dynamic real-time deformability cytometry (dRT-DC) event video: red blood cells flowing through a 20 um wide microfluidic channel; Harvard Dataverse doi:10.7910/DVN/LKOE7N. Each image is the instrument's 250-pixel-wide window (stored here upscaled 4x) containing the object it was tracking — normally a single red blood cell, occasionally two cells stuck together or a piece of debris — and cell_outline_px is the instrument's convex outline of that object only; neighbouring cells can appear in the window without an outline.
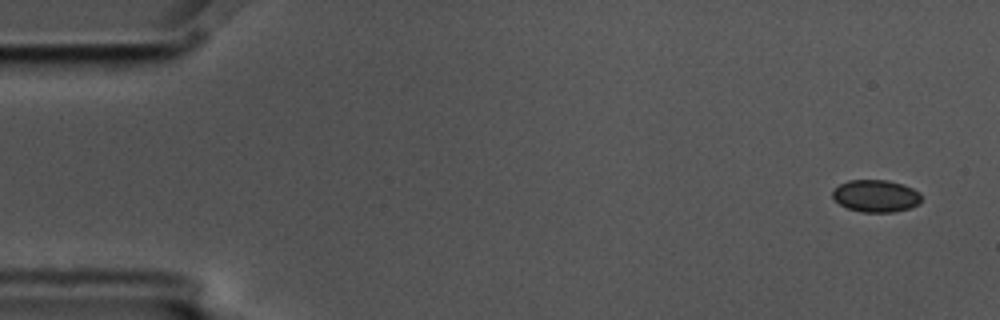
{"species": "common noctule bat (a hibernating species)", "species_latin": "Nyctalus noctula", "temperature_condition": "cold", "stored_images_in_passage": 6, "camera_frame_rate_fps": 3000, "um_per_image_px": 0.085, "animal": {"sex": "male", "body_mass_g": 17.5, "forearm_length_mm": 52.3}, "frame": {"image": 1, "passage_image": 1, "time_ms": 0.0, "image_size_px": [1000, 320], "cell_outline_px": [[920, 204], [912, 208], [892, 212], [860, 212], [848, 208], [840, 204], [832, 196], [832, 192], [840, 184], [848, 180], [888, 180], [904, 184], [920, 192]], "centroid_in_image_um": [74.48, 16.65], "position_along_channel_um": 10.5, "area_um2": 16.76}}
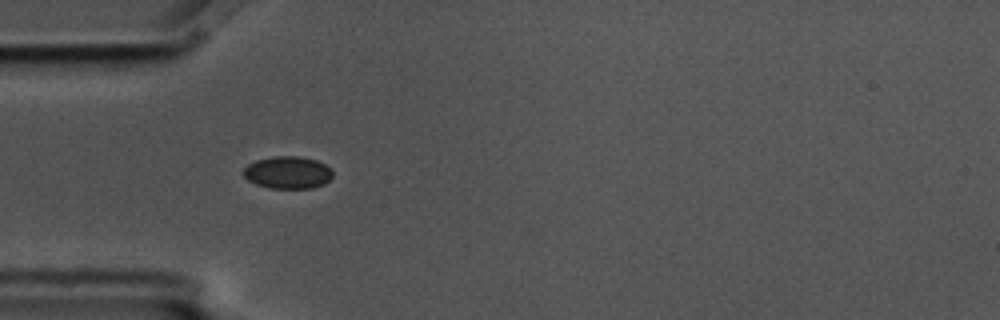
{"frame": {"image": 2, "passage_image": 5, "time_ms": 1.333, "image_size_px": [1000, 320], "cell_outline_px": [[332, 176], [324, 184], [312, 188], [272, 188], [256, 184], [248, 180], [240, 172], [248, 164], [256, 160], [276, 156], [296, 156], [316, 160], [324, 164], [332, 172]], "centroid_in_image_um": [24.42, 14.66], "position_along_channel_um": 60.6, "area_um2": 16.7}}